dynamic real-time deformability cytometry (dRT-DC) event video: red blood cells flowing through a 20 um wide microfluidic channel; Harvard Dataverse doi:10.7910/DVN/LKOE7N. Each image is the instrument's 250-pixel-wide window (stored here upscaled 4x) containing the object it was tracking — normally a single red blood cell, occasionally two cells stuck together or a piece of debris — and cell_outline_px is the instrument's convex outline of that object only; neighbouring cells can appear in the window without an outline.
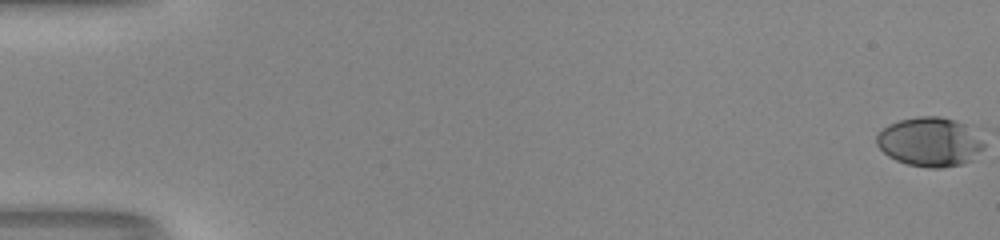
{"species": "human", "species_latin": "Homo sapiens", "temperature_condition": "room temperature", "stored_images_in_passage": 53, "camera_frame_rate_fps": 3000, "um_per_image_px": 0.085, "donor": {"sex": "male"}, "frame": {"image": 1, "passage_image": 1, "time_ms": 0.0, "image_size_px": [1000, 240], "cell_outline_px": [[984, 148], [972, 160], [960, 164], [940, 168], [928, 168], [908, 164], [896, 160], [888, 156], [876, 144], [876, 136], [888, 124], [900, 120], [916, 116], [940, 116], [972, 124], [984, 144]], "centroid_in_image_um": [79.08, 12.04], "position_along_channel_um": 5.9, "area_um2": 31.15}}
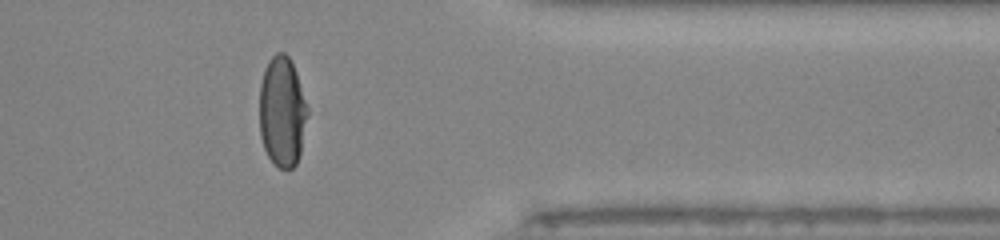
{"frame": {"image": 2, "passage_image": 44, "time_ms": 14.333, "image_size_px": [1000, 240], "cell_outline_px": [[308, 116], [300, 152], [296, 164], [292, 168], [280, 168], [268, 156], [264, 148], [260, 136], [260, 84], [264, 68], [268, 60], [276, 52], [284, 52], [288, 56], [296, 72], [308, 108]], "centroid_in_image_um": [23.98, 9.47], "position_along_channel_um": 387.4, "area_um2": 30.87}}
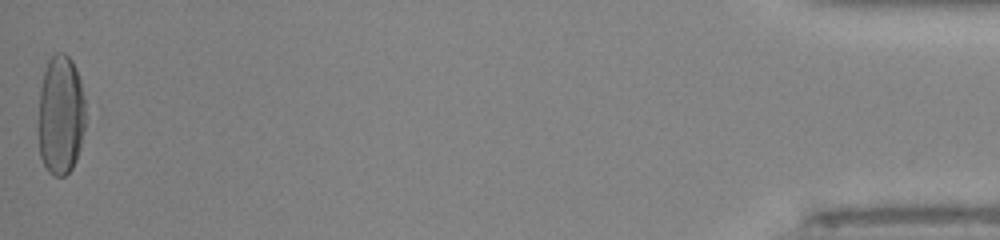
{"frame": {"image": 3, "passage_image": 53, "time_ms": 17.333, "image_size_px": [1000, 240], "cell_outline_px": [[84, 128], [80, 148], [76, 160], [72, 168], [64, 176], [52, 176], [48, 172], [40, 156], [36, 128], [40, 88], [44, 72], [48, 60], [56, 52], [64, 52], [72, 60], [76, 68], [80, 80], [84, 96]], "centroid_in_image_um": [5.12, 9.79], "position_along_channel_um": 430.1, "area_um2": 33.64}, "authors_computed_cell_mechanics": {"area_um2": 32.8304, "velocity_mm_per_s": 4.1517, "shape_relaxation_time_tau1_ms": 4.3684, "shape_relaxation_time_tau2_ms": null, "deformation_change_tau1": 0.2298, "deformation_change_tau2": null}}